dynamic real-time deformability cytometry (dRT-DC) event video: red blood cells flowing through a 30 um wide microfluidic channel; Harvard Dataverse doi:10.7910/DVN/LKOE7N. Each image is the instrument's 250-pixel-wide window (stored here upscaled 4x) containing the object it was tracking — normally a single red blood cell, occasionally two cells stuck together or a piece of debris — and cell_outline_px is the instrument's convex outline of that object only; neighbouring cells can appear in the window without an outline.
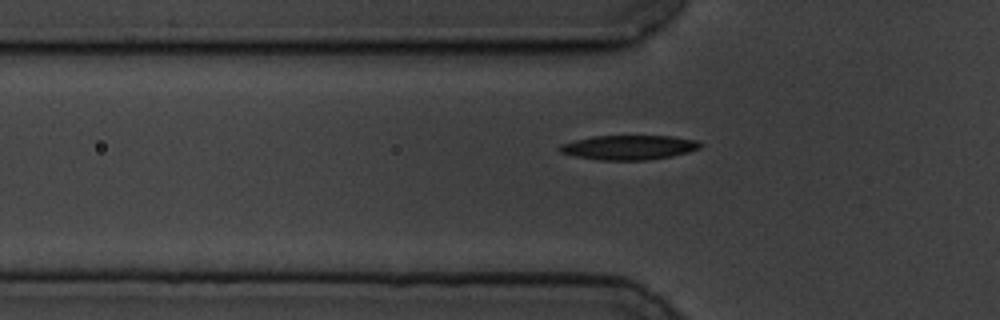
{"species": "common noctule bat (a hibernating species)", "species_latin": "Nyctalus noctula", "temperature_condition": "cold", "stored_images_in_passage": 43, "camera_frame_rate_fps": 3000, "um_per_image_px": 0.085, "animal": {"sex": "male", "body_mass_g": 19.5, "forearm_length_mm": 54.6}, "frame": {"image": 1, "passage_image": 4, "time_ms": 1.0, "image_size_px": [1000, 320], "cell_outline_px": [[704, 144], [700, 148], [688, 152], [672, 156], [648, 160], [600, 160], [576, 156], [560, 152], [556, 148], [560, 144], [592, 136], [672, 136], [700, 140]], "centroid_in_image_um": [53.5, 12.52], "position_along_channel_um": 72.3, "area_um2": 20.23}}
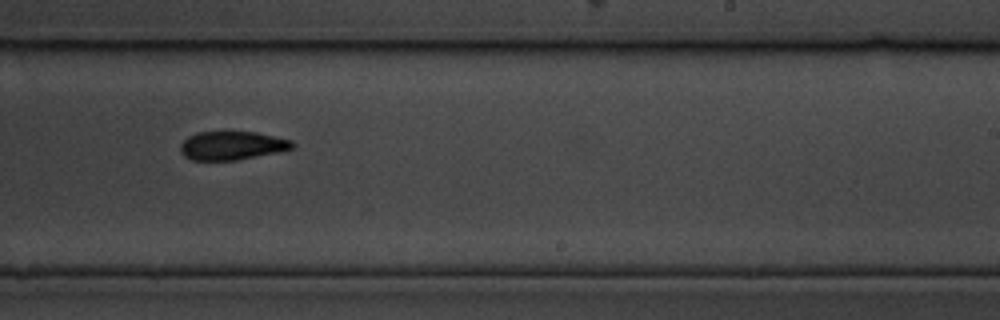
{"frame": {"image": 2, "passage_image": 21, "time_ms": 6.667, "image_size_px": [1000, 320], "cell_outline_px": [[296, 144], [292, 148], [276, 152], [236, 160], [192, 160], [184, 156], [180, 152], [180, 144], [188, 136], [196, 132], [228, 128], [256, 132], [292, 140]], "centroid_in_image_um": [19.67, 12.31], "position_along_channel_um": 269.3, "area_um2": 19.42}}
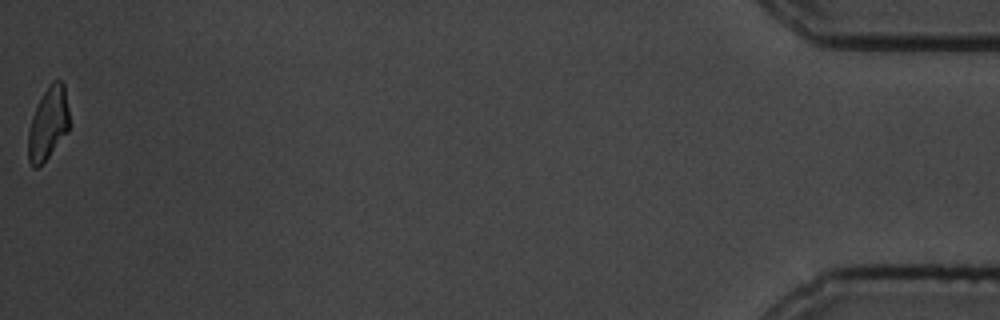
{"frame": {"image": 3, "passage_image": 43, "time_ms": 14.0, "image_size_px": [1000, 320], "cell_outline_px": [[68, 132], [48, 156], [36, 168], [32, 168], [28, 160], [28, 132], [32, 116], [48, 84], [52, 80], [60, 80], [64, 84], [68, 108]], "centroid_in_image_um": [4.08, 10.49], "position_along_channel_um": 431.1, "area_um2": 17.17}, "authors_computed_cell_mechanics": {"area_um2": 19.2474, "velocity_mm_per_s": 3.4754, "shape_relaxation_time_tau1_ms": 3.9307, "shape_relaxation_time_tau2_ms": 3.4857, "deformation_change_tau1": 0.1408, "deformation_change_tau2": 0.1053}}